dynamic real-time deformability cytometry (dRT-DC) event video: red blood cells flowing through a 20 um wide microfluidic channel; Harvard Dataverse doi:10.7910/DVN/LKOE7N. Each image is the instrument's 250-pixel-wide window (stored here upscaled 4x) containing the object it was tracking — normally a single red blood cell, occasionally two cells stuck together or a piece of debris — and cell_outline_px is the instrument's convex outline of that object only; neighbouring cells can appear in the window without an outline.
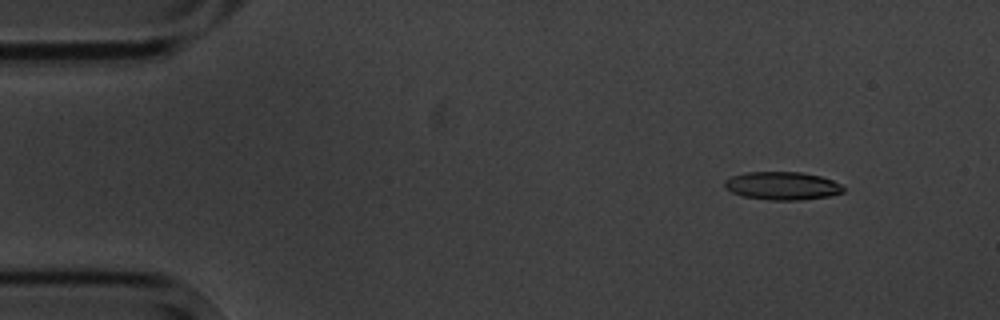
{"species": "common noctule bat (a hibernating species)", "species_latin": "Nyctalus noctula", "temperature_condition": "cold", "stored_images_in_passage": 5, "camera_frame_rate_fps": 3000, "um_per_image_px": 0.085, "animal": {"sex": "male", "body_mass_g": 20.1, "forearm_length_mm": 53.5}, "frame": {"image": 1, "passage_image": 2, "time_ms": 1.333, "image_size_px": [1000, 320], "cell_outline_px": [[844, 192], [828, 196], [800, 200], [768, 200], [744, 196], [732, 192], [724, 188], [724, 180], [732, 176], [744, 172], [800, 172], [820, 176], [832, 180], [840, 184], [844, 188]], "centroid_in_image_um": [66.47, 15.79], "position_along_channel_um": 18.5, "area_um2": 19.42}}
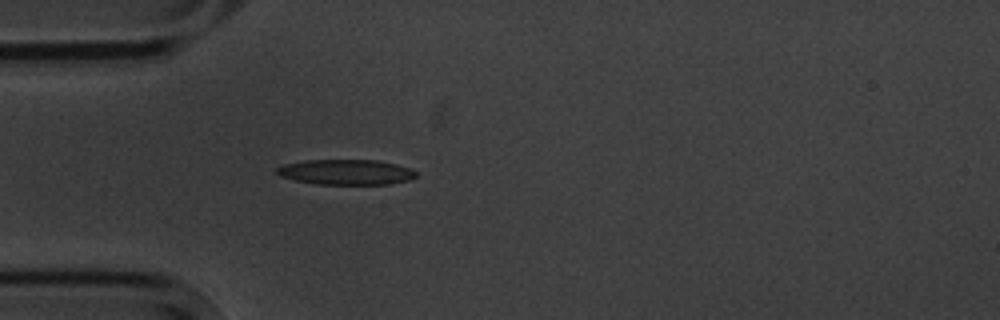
{"frame": {"image": 2, "passage_image": 5, "time_ms": 4.667, "image_size_px": [1000, 320], "cell_outline_px": [[416, 176], [408, 180], [388, 184], [316, 184], [296, 180], [280, 176], [276, 172], [276, 168], [284, 164], [304, 160], [376, 160], [396, 164], [412, 168], [416, 172]], "centroid_in_image_um": [29.41, 14.62], "position_along_channel_um": 55.6, "area_um2": 20.46}}